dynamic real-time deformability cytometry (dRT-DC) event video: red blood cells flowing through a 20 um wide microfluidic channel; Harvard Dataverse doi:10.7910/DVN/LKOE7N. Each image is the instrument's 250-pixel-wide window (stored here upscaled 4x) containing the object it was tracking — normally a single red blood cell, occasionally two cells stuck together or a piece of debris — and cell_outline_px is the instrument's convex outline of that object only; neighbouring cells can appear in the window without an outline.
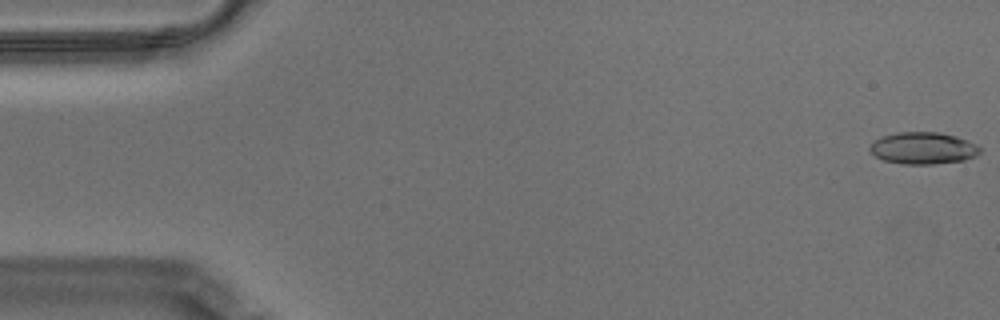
{"species": "Egyptian fruit bat (a non-hibernating species)", "species_latin": "Rousettus aegyptiacus", "temperature_condition": "warm", "stored_images_in_passage": 57, "camera_frame_rate_fps": 3000, "um_per_image_px": 0.085, "animal": {"sex": "male"}, "frame": {"image": 1, "passage_image": 1, "time_ms": 0.0, "image_size_px": [1000, 320], "cell_outline_px": [[980, 152], [976, 156], [964, 160], [932, 164], [904, 164], [884, 160], [876, 156], [868, 148], [876, 140], [884, 136], [896, 132], [940, 132], [956, 136], [968, 140], [976, 144], [980, 148]], "centroid_in_image_um": [78.5, 12.59], "position_along_channel_um": 6.5, "area_um2": 20.35}}
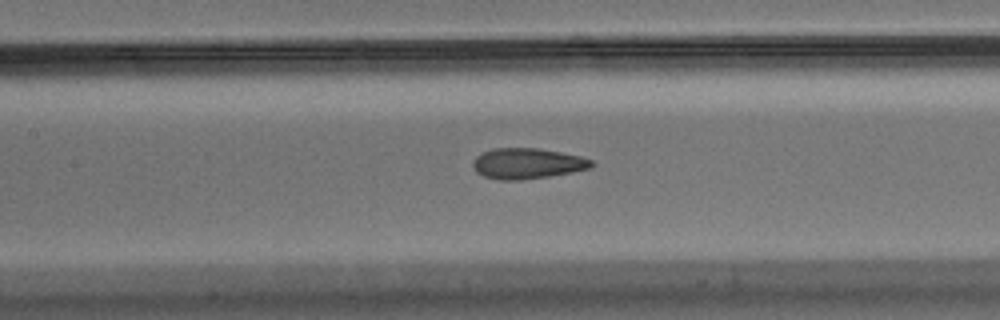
{"frame": {"image": 2, "passage_image": 26, "time_ms": 8.333, "image_size_px": [1000, 320], "cell_outline_px": [[596, 164], [592, 168], [572, 172], [548, 176], [520, 180], [500, 180], [484, 176], [476, 172], [472, 164], [472, 160], [480, 152], [492, 148], [540, 148], [580, 156], [592, 160]], "centroid_in_image_um": [44.81, 13.89], "position_along_channel_um": 162.6, "area_um2": 21.39}}
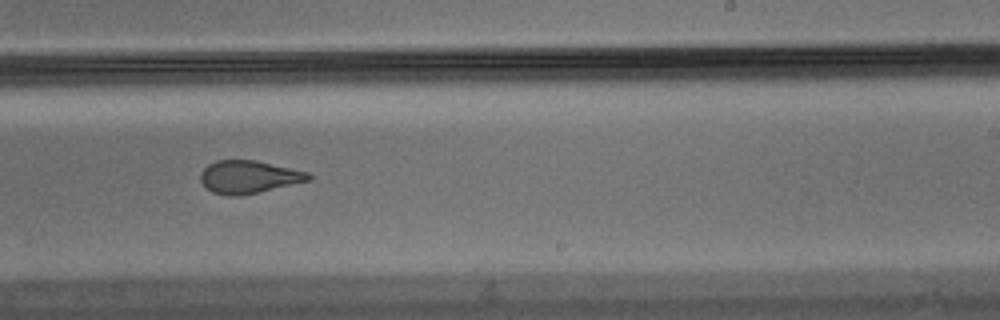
{"frame": {"image": 3, "passage_image": 35, "time_ms": 11.333, "image_size_px": [1000, 320], "cell_outline_px": [[312, 180], [240, 196], [228, 196], [212, 192], [200, 180], [200, 172], [208, 164], [216, 160], [256, 160], [308, 172], [312, 176]], "centroid_in_image_um": [21.14, 15.03], "position_along_channel_um": 267.9, "area_um2": 20.63}, "authors_computed_cell_mechanics": {"area_um2": 21.3282, "velocity_mm_per_s": 3.5209, "shape_relaxation_time_tau1_ms": null, "shape_relaxation_time_tau2_ms": 1.4095, "deformation_change_tau1": null, "deformation_change_tau2": 0.0796}}